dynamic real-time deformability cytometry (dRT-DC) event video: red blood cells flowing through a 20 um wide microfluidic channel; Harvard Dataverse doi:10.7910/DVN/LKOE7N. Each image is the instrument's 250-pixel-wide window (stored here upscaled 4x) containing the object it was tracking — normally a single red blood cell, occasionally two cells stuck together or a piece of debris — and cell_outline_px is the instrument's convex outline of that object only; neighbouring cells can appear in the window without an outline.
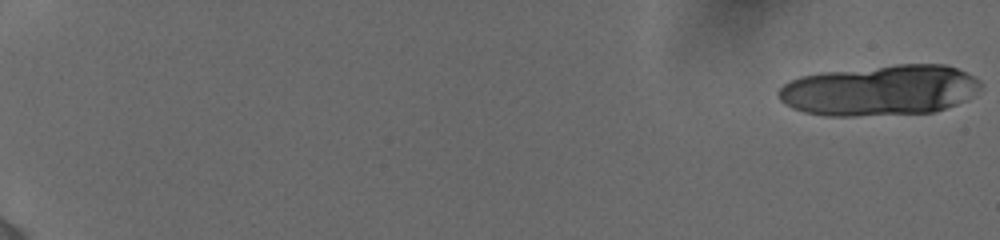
{"species": "human", "species_latin": "Homo sapiens", "temperature_condition": "cold", "stored_images_in_passage": 38, "camera_frame_rate_fps": 3000, "um_per_image_px": 0.085, "donor": {"sex": "female"}, "frame": {"image": 1, "passage_image": 1, "time_ms": 0.0, "image_size_px": [1000, 240], "cell_outline_px": [[980, 88], [964, 100], [956, 104], [932, 112], [852, 116], [828, 116], [804, 112], [792, 108], [784, 104], [780, 100], [776, 92], [784, 84], [800, 76], [820, 72], [896, 64], [944, 64], [956, 68], [980, 80]], "centroid_in_image_um": [74.74, 7.67], "position_along_channel_um": 10.3, "area_um2": 59.53}}